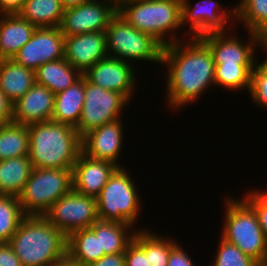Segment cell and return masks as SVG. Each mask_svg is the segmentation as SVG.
<instances>
[{
	"label": "cell",
	"mask_w": 267,
	"mask_h": 266,
	"mask_svg": "<svg viewBox=\"0 0 267 266\" xmlns=\"http://www.w3.org/2000/svg\"><path fill=\"white\" fill-rule=\"evenodd\" d=\"M163 47L161 64L166 66V105L173 111L192 104L215 86V62L201 38H187ZM167 77V78H166ZM167 92V93H166Z\"/></svg>",
	"instance_id": "1"
},
{
	"label": "cell",
	"mask_w": 267,
	"mask_h": 266,
	"mask_svg": "<svg viewBox=\"0 0 267 266\" xmlns=\"http://www.w3.org/2000/svg\"><path fill=\"white\" fill-rule=\"evenodd\" d=\"M8 243L22 266H58L67 258V236L44 216H26Z\"/></svg>",
	"instance_id": "2"
},
{
	"label": "cell",
	"mask_w": 267,
	"mask_h": 266,
	"mask_svg": "<svg viewBox=\"0 0 267 266\" xmlns=\"http://www.w3.org/2000/svg\"><path fill=\"white\" fill-rule=\"evenodd\" d=\"M28 130L34 168H73L82 152V137L74 127L50 120L29 124Z\"/></svg>",
	"instance_id": "3"
},
{
	"label": "cell",
	"mask_w": 267,
	"mask_h": 266,
	"mask_svg": "<svg viewBox=\"0 0 267 266\" xmlns=\"http://www.w3.org/2000/svg\"><path fill=\"white\" fill-rule=\"evenodd\" d=\"M118 14L163 47L180 41L175 31L182 30L181 0H133L123 4Z\"/></svg>",
	"instance_id": "4"
},
{
	"label": "cell",
	"mask_w": 267,
	"mask_h": 266,
	"mask_svg": "<svg viewBox=\"0 0 267 266\" xmlns=\"http://www.w3.org/2000/svg\"><path fill=\"white\" fill-rule=\"evenodd\" d=\"M225 200L221 238L236 245L261 266H267V241L254 208L242 197ZM227 199V200H226Z\"/></svg>",
	"instance_id": "5"
},
{
	"label": "cell",
	"mask_w": 267,
	"mask_h": 266,
	"mask_svg": "<svg viewBox=\"0 0 267 266\" xmlns=\"http://www.w3.org/2000/svg\"><path fill=\"white\" fill-rule=\"evenodd\" d=\"M130 175L125 167H118L101 189L96 198L99 220L133 226L138 223L142 202L136 183Z\"/></svg>",
	"instance_id": "6"
},
{
	"label": "cell",
	"mask_w": 267,
	"mask_h": 266,
	"mask_svg": "<svg viewBox=\"0 0 267 266\" xmlns=\"http://www.w3.org/2000/svg\"><path fill=\"white\" fill-rule=\"evenodd\" d=\"M72 189V169L34 168L18 199L26 216H43Z\"/></svg>",
	"instance_id": "7"
},
{
	"label": "cell",
	"mask_w": 267,
	"mask_h": 266,
	"mask_svg": "<svg viewBox=\"0 0 267 266\" xmlns=\"http://www.w3.org/2000/svg\"><path fill=\"white\" fill-rule=\"evenodd\" d=\"M110 57L134 64V60L161 64L163 46L149 34L130 25L117 14L105 30Z\"/></svg>",
	"instance_id": "8"
},
{
	"label": "cell",
	"mask_w": 267,
	"mask_h": 266,
	"mask_svg": "<svg viewBox=\"0 0 267 266\" xmlns=\"http://www.w3.org/2000/svg\"><path fill=\"white\" fill-rule=\"evenodd\" d=\"M129 104L122 94L101 88L85 78L84 105L75 129L83 137L90 130L122 118V112Z\"/></svg>",
	"instance_id": "9"
},
{
	"label": "cell",
	"mask_w": 267,
	"mask_h": 266,
	"mask_svg": "<svg viewBox=\"0 0 267 266\" xmlns=\"http://www.w3.org/2000/svg\"><path fill=\"white\" fill-rule=\"evenodd\" d=\"M43 216L68 237L72 232L89 228L99 220L97 199L72 189Z\"/></svg>",
	"instance_id": "10"
},
{
	"label": "cell",
	"mask_w": 267,
	"mask_h": 266,
	"mask_svg": "<svg viewBox=\"0 0 267 266\" xmlns=\"http://www.w3.org/2000/svg\"><path fill=\"white\" fill-rule=\"evenodd\" d=\"M189 1L181 0V27L189 25L187 32L190 33V38H201L210 33H227L230 25L236 21L235 5L228 10L216 0H199L195 5Z\"/></svg>",
	"instance_id": "11"
},
{
	"label": "cell",
	"mask_w": 267,
	"mask_h": 266,
	"mask_svg": "<svg viewBox=\"0 0 267 266\" xmlns=\"http://www.w3.org/2000/svg\"><path fill=\"white\" fill-rule=\"evenodd\" d=\"M117 14L118 9L107 0H91L64 9L59 28L65 37L105 31Z\"/></svg>",
	"instance_id": "12"
},
{
	"label": "cell",
	"mask_w": 267,
	"mask_h": 266,
	"mask_svg": "<svg viewBox=\"0 0 267 266\" xmlns=\"http://www.w3.org/2000/svg\"><path fill=\"white\" fill-rule=\"evenodd\" d=\"M64 46L65 36L59 27L36 28L12 60L35 71L40 65L64 58Z\"/></svg>",
	"instance_id": "13"
},
{
	"label": "cell",
	"mask_w": 267,
	"mask_h": 266,
	"mask_svg": "<svg viewBox=\"0 0 267 266\" xmlns=\"http://www.w3.org/2000/svg\"><path fill=\"white\" fill-rule=\"evenodd\" d=\"M248 32L246 44L232 32L210 33L202 36L201 39L211 49L215 65H255L257 57L254 55L260 45L256 34L253 31Z\"/></svg>",
	"instance_id": "14"
},
{
	"label": "cell",
	"mask_w": 267,
	"mask_h": 266,
	"mask_svg": "<svg viewBox=\"0 0 267 266\" xmlns=\"http://www.w3.org/2000/svg\"><path fill=\"white\" fill-rule=\"evenodd\" d=\"M135 68L130 62L108 56L96 62L83 76L101 88L122 94L130 102L136 93Z\"/></svg>",
	"instance_id": "15"
},
{
	"label": "cell",
	"mask_w": 267,
	"mask_h": 266,
	"mask_svg": "<svg viewBox=\"0 0 267 266\" xmlns=\"http://www.w3.org/2000/svg\"><path fill=\"white\" fill-rule=\"evenodd\" d=\"M122 118L90 130L82 137V152L88 157L109 161L118 167H124L118 160L123 150L124 125Z\"/></svg>",
	"instance_id": "16"
},
{
	"label": "cell",
	"mask_w": 267,
	"mask_h": 266,
	"mask_svg": "<svg viewBox=\"0 0 267 266\" xmlns=\"http://www.w3.org/2000/svg\"><path fill=\"white\" fill-rule=\"evenodd\" d=\"M108 56L105 31L65 37L64 58L82 74Z\"/></svg>",
	"instance_id": "17"
},
{
	"label": "cell",
	"mask_w": 267,
	"mask_h": 266,
	"mask_svg": "<svg viewBox=\"0 0 267 266\" xmlns=\"http://www.w3.org/2000/svg\"><path fill=\"white\" fill-rule=\"evenodd\" d=\"M117 168L112 162L93 159L81 152L72 168L73 190L97 198Z\"/></svg>",
	"instance_id": "18"
},
{
	"label": "cell",
	"mask_w": 267,
	"mask_h": 266,
	"mask_svg": "<svg viewBox=\"0 0 267 266\" xmlns=\"http://www.w3.org/2000/svg\"><path fill=\"white\" fill-rule=\"evenodd\" d=\"M55 94L47 87L34 84L12 104V122L29 125L52 120Z\"/></svg>",
	"instance_id": "19"
},
{
	"label": "cell",
	"mask_w": 267,
	"mask_h": 266,
	"mask_svg": "<svg viewBox=\"0 0 267 266\" xmlns=\"http://www.w3.org/2000/svg\"><path fill=\"white\" fill-rule=\"evenodd\" d=\"M35 29L19 14H3L0 18V59H12L30 40Z\"/></svg>",
	"instance_id": "20"
},
{
	"label": "cell",
	"mask_w": 267,
	"mask_h": 266,
	"mask_svg": "<svg viewBox=\"0 0 267 266\" xmlns=\"http://www.w3.org/2000/svg\"><path fill=\"white\" fill-rule=\"evenodd\" d=\"M35 83L34 70L21 66L12 59H0V90L12 104Z\"/></svg>",
	"instance_id": "21"
},
{
	"label": "cell",
	"mask_w": 267,
	"mask_h": 266,
	"mask_svg": "<svg viewBox=\"0 0 267 266\" xmlns=\"http://www.w3.org/2000/svg\"><path fill=\"white\" fill-rule=\"evenodd\" d=\"M85 97V77L66 90L55 94L52 121L77 127Z\"/></svg>",
	"instance_id": "22"
},
{
	"label": "cell",
	"mask_w": 267,
	"mask_h": 266,
	"mask_svg": "<svg viewBox=\"0 0 267 266\" xmlns=\"http://www.w3.org/2000/svg\"><path fill=\"white\" fill-rule=\"evenodd\" d=\"M82 76L65 58L47 62L35 70L36 84L47 87L54 94L74 85Z\"/></svg>",
	"instance_id": "23"
},
{
	"label": "cell",
	"mask_w": 267,
	"mask_h": 266,
	"mask_svg": "<svg viewBox=\"0 0 267 266\" xmlns=\"http://www.w3.org/2000/svg\"><path fill=\"white\" fill-rule=\"evenodd\" d=\"M99 236L100 252L105 255L125 252L137 231L136 225L111 221H96L90 227Z\"/></svg>",
	"instance_id": "24"
},
{
	"label": "cell",
	"mask_w": 267,
	"mask_h": 266,
	"mask_svg": "<svg viewBox=\"0 0 267 266\" xmlns=\"http://www.w3.org/2000/svg\"><path fill=\"white\" fill-rule=\"evenodd\" d=\"M33 169L28 156L0 161V195L19 197Z\"/></svg>",
	"instance_id": "25"
},
{
	"label": "cell",
	"mask_w": 267,
	"mask_h": 266,
	"mask_svg": "<svg viewBox=\"0 0 267 266\" xmlns=\"http://www.w3.org/2000/svg\"><path fill=\"white\" fill-rule=\"evenodd\" d=\"M104 255L100 252L99 236L90 227L74 231L67 237V258L73 263L88 266Z\"/></svg>",
	"instance_id": "26"
},
{
	"label": "cell",
	"mask_w": 267,
	"mask_h": 266,
	"mask_svg": "<svg viewBox=\"0 0 267 266\" xmlns=\"http://www.w3.org/2000/svg\"><path fill=\"white\" fill-rule=\"evenodd\" d=\"M18 14L36 28L59 27L64 8L61 0H26Z\"/></svg>",
	"instance_id": "27"
},
{
	"label": "cell",
	"mask_w": 267,
	"mask_h": 266,
	"mask_svg": "<svg viewBox=\"0 0 267 266\" xmlns=\"http://www.w3.org/2000/svg\"><path fill=\"white\" fill-rule=\"evenodd\" d=\"M144 227L137 229L133 240L144 250L149 266H167L170 250L177 244L172 237L159 235ZM170 238V239H169Z\"/></svg>",
	"instance_id": "28"
},
{
	"label": "cell",
	"mask_w": 267,
	"mask_h": 266,
	"mask_svg": "<svg viewBox=\"0 0 267 266\" xmlns=\"http://www.w3.org/2000/svg\"><path fill=\"white\" fill-rule=\"evenodd\" d=\"M29 154L28 125L10 122L0 130V161Z\"/></svg>",
	"instance_id": "29"
},
{
	"label": "cell",
	"mask_w": 267,
	"mask_h": 266,
	"mask_svg": "<svg viewBox=\"0 0 267 266\" xmlns=\"http://www.w3.org/2000/svg\"><path fill=\"white\" fill-rule=\"evenodd\" d=\"M255 65L224 66L215 65V87H222L228 92L251 88V73ZM230 90V91H229Z\"/></svg>",
	"instance_id": "30"
},
{
	"label": "cell",
	"mask_w": 267,
	"mask_h": 266,
	"mask_svg": "<svg viewBox=\"0 0 267 266\" xmlns=\"http://www.w3.org/2000/svg\"><path fill=\"white\" fill-rule=\"evenodd\" d=\"M25 217L18 197L0 195V243L10 241Z\"/></svg>",
	"instance_id": "31"
},
{
	"label": "cell",
	"mask_w": 267,
	"mask_h": 266,
	"mask_svg": "<svg viewBox=\"0 0 267 266\" xmlns=\"http://www.w3.org/2000/svg\"><path fill=\"white\" fill-rule=\"evenodd\" d=\"M236 21L255 32L267 20V0H239L235 4Z\"/></svg>",
	"instance_id": "32"
},
{
	"label": "cell",
	"mask_w": 267,
	"mask_h": 266,
	"mask_svg": "<svg viewBox=\"0 0 267 266\" xmlns=\"http://www.w3.org/2000/svg\"><path fill=\"white\" fill-rule=\"evenodd\" d=\"M216 252L212 266H261L252 257L244 254L236 245L225 241L221 237Z\"/></svg>",
	"instance_id": "33"
},
{
	"label": "cell",
	"mask_w": 267,
	"mask_h": 266,
	"mask_svg": "<svg viewBox=\"0 0 267 266\" xmlns=\"http://www.w3.org/2000/svg\"><path fill=\"white\" fill-rule=\"evenodd\" d=\"M258 59L251 73L249 93L252 103H255L254 105L267 110V55L263 61H258Z\"/></svg>",
	"instance_id": "34"
},
{
	"label": "cell",
	"mask_w": 267,
	"mask_h": 266,
	"mask_svg": "<svg viewBox=\"0 0 267 266\" xmlns=\"http://www.w3.org/2000/svg\"><path fill=\"white\" fill-rule=\"evenodd\" d=\"M244 199L254 208L257 213L260 227L267 241V191L259 189L247 190Z\"/></svg>",
	"instance_id": "35"
},
{
	"label": "cell",
	"mask_w": 267,
	"mask_h": 266,
	"mask_svg": "<svg viewBox=\"0 0 267 266\" xmlns=\"http://www.w3.org/2000/svg\"><path fill=\"white\" fill-rule=\"evenodd\" d=\"M125 266H149L144 250L134 240L126 247Z\"/></svg>",
	"instance_id": "36"
},
{
	"label": "cell",
	"mask_w": 267,
	"mask_h": 266,
	"mask_svg": "<svg viewBox=\"0 0 267 266\" xmlns=\"http://www.w3.org/2000/svg\"><path fill=\"white\" fill-rule=\"evenodd\" d=\"M180 245L178 243L170 250L167 266H196L188 252Z\"/></svg>",
	"instance_id": "37"
},
{
	"label": "cell",
	"mask_w": 267,
	"mask_h": 266,
	"mask_svg": "<svg viewBox=\"0 0 267 266\" xmlns=\"http://www.w3.org/2000/svg\"><path fill=\"white\" fill-rule=\"evenodd\" d=\"M0 266H22L8 242L0 243Z\"/></svg>",
	"instance_id": "38"
},
{
	"label": "cell",
	"mask_w": 267,
	"mask_h": 266,
	"mask_svg": "<svg viewBox=\"0 0 267 266\" xmlns=\"http://www.w3.org/2000/svg\"><path fill=\"white\" fill-rule=\"evenodd\" d=\"M88 266H125V252L104 255Z\"/></svg>",
	"instance_id": "39"
},
{
	"label": "cell",
	"mask_w": 267,
	"mask_h": 266,
	"mask_svg": "<svg viewBox=\"0 0 267 266\" xmlns=\"http://www.w3.org/2000/svg\"><path fill=\"white\" fill-rule=\"evenodd\" d=\"M12 122V103L0 90V123L8 124Z\"/></svg>",
	"instance_id": "40"
},
{
	"label": "cell",
	"mask_w": 267,
	"mask_h": 266,
	"mask_svg": "<svg viewBox=\"0 0 267 266\" xmlns=\"http://www.w3.org/2000/svg\"><path fill=\"white\" fill-rule=\"evenodd\" d=\"M26 0H0V12L2 14H18Z\"/></svg>",
	"instance_id": "41"
},
{
	"label": "cell",
	"mask_w": 267,
	"mask_h": 266,
	"mask_svg": "<svg viewBox=\"0 0 267 266\" xmlns=\"http://www.w3.org/2000/svg\"><path fill=\"white\" fill-rule=\"evenodd\" d=\"M254 33L258 38L260 48L267 51V20Z\"/></svg>",
	"instance_id": "42"
},
{
	"label": "cell",
	"mask_w": 267,
	"mask_h": 266,
	"mask_svg": "<svg viewBox=\"0 0 267 266\" xmlns=\"http://www.w3.org/2000/svg\"><path fill=\"white\" fill-rule=\"evenodd\" d=\"M89 1L91 0H61L64 9L75 7Z\"/></svg>",
	"instance_id": "43"
},
{
	"label": "cell",
	"mask_w": 267,
	"mask_h": 266,
	"mask_svg": "<svg viewBox=\"0 0 267 266\" xmlns=\"http://www.w3.org/2000/svg\"><path fill=\"white\" fill-rule=\"evenodd\" d=\"M107 1L113 4L117 9H119L123 4L133 0H107Z\"/></svg>",
	"instance_id": "44"
},
{
	"label": "cell",
	"mask_w": 267,
	"mask_h": 266,
	"mask_svg": "<svg viewBox=\"0 0 267 266\" xmlns=\"http://www.w3.org/2000/svg\"><path fill=\"white\" fill-rule=\"evenodd\" d=\"M58 266H83V265H79V264L73 263L68 258H66Z\"/></svg>",
	"instance_id": "45"
},
{
	"label": "cell",
	"mask_w": 267,
	"mask_h": 266,
	"mask_svg": "<svg viewBox=\"0 0 267 266\" xmlns=\"http://www.w3.org/2000/svg\"><path fill=\"white\" fill-rule=\"evenodd\" d=\"M3 126H4V124L3 123H0V130L2 129Z\"/></svg>",
	"instance_id": "46"
}]
</instances>
